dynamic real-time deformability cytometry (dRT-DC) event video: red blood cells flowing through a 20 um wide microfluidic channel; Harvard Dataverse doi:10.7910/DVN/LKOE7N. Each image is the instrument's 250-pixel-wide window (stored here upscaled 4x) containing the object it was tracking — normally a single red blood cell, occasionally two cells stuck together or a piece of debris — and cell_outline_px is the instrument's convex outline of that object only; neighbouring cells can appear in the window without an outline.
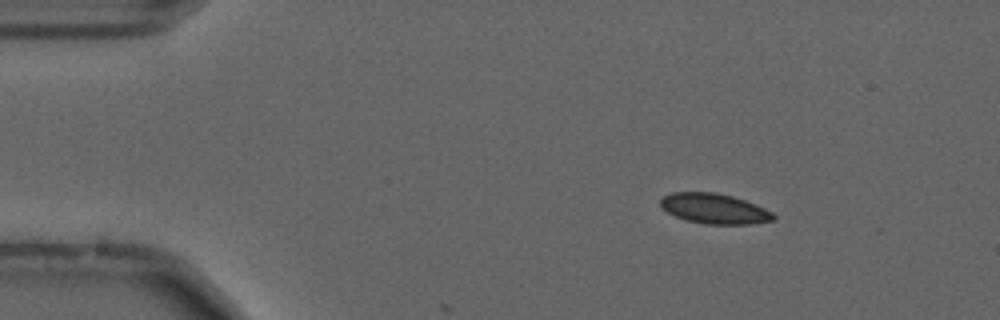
{"species": "common noctule bat (a hibernating species)", "species_latin": "Nyctalus noctula", "temperature_condition": "cold", "stored_images_in_passage": 7, "camera_frame_rate_fps": 3000, "um_per_image_px": 0.085, "animal": {"sex": "male", "forearm_length_mm": 52.5}, "frame": {"image": 1, "passage_image": 4, "time_ms": 1.0, "image_size_px": [1000, 320], "cell_outline_px": [[776, 220], [752, 224], [704, 224], [688, 220], [676, 216], [668, 212], [660, 204], [660, 200], [664, 196], [672, 192], [716, 192], [732, 196], [756, 204], [772, 212], [776, 216]], "centroid_in_image_um": [60.76, 17.73], "position_along_channel_um": 24.2, "area_um2": 19.83}}